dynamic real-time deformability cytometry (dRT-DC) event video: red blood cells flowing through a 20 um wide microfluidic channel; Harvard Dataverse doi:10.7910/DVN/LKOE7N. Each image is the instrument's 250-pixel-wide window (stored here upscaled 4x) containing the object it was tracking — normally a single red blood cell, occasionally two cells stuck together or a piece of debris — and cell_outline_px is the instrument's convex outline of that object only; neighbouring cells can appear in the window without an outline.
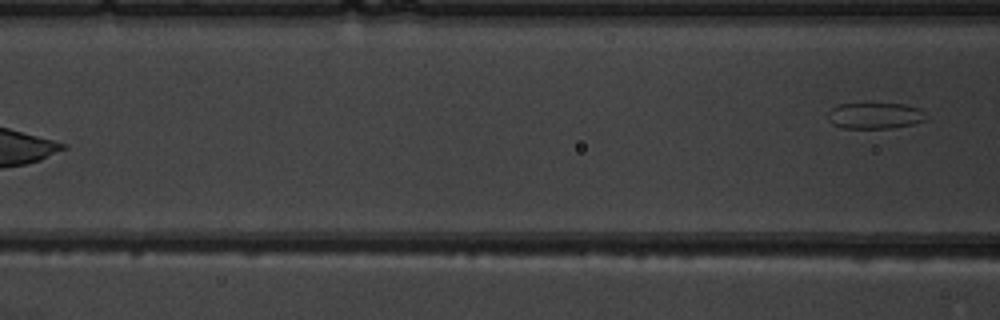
{"species": "common noctule bat (a hibernating species)", "species_latin": "Nyctalus noctula", "temperature_condition": "warm", "stored_images_in_passage": 7, "camera_frame_rate_fps": 3000, "um_per_image_px": 0.085, "animal": {"sex": "male", "body_mass_g": 19.5, "forearm_length_mm": 54.6}, "frame": {"image": 1, "passage_image": 7, "time_ms": 7.0, "image_size_px": [1000, 320], "cell_outline_px": [[928, 116], [924, 120], [912, 124], [892, 128], [840, 128], [832, 124], [828, 120], [828, 112], [832, 108], [840, 104], [868, 100], [904, 104], [920, 108]], "centroid_in_image_um": [74.35, 9.77], "position_along_channel_um": 92.3, "area_um2": 15.9}}